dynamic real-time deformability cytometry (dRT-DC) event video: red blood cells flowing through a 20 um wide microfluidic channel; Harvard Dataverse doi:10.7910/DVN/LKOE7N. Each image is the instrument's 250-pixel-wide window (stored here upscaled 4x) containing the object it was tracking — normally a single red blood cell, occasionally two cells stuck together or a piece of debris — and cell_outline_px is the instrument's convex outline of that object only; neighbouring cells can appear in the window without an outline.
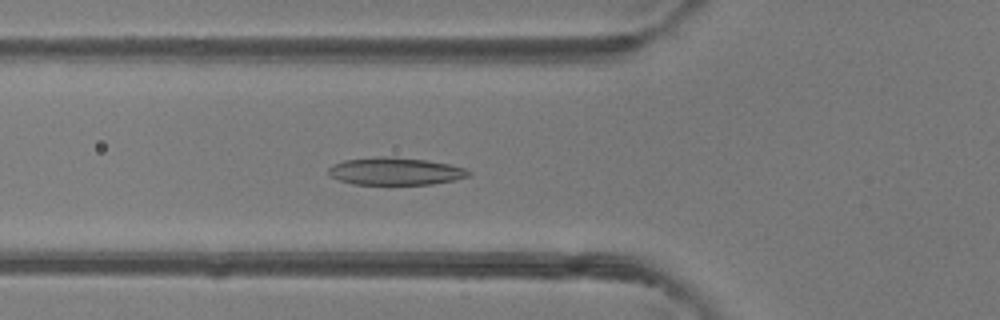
{"species": "common noctule bat (a hibernating species)", "species_latin": "Nyctalus noctula", "temperature_condition": "room temperature", "stored_images_in_passage": 48, "camera_frame_rate_fps": 3000, "um_per_image_px": 0.085, "animal": {"sex": "female"}, "frame": {"image": 1, "passage_image": 17, "time_ms": 5.333, "image_size_px": [1000, 320], "cell_outline_px": [[472, 172], [468, 176], [456, 180], [432, 184], [352, 184], [340, 180], [332, 176], [328, 172], [328, 168], [332, 164], [344, 160], [380, 156], [428, 160], [448, 164], [464, 168]], "centroid_in_image_um": [33.6, 14.56], "position_along_channel_um": 92.2, "area_um2": 22.31}}
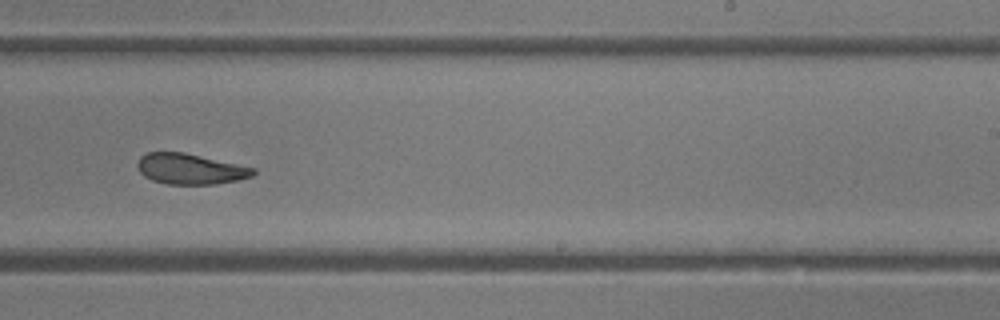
{"frame": {"image": 2, "passage_image": 30, "time_ms": 9.667, "image_size_px": [1000, 320], "cell_outline_px": [[256, 172], [252, 176], [236, 180], [216, 184], [168, 184], [152, 180], [144, 176], [140, 172], [136, 164], [140, 156], [148, 152], [184, 152], [256, 168]], "centroid_in_image_um": [16.16, 14.35], "position_along_channel_um": 272.8, "area_um2": 20.63}}
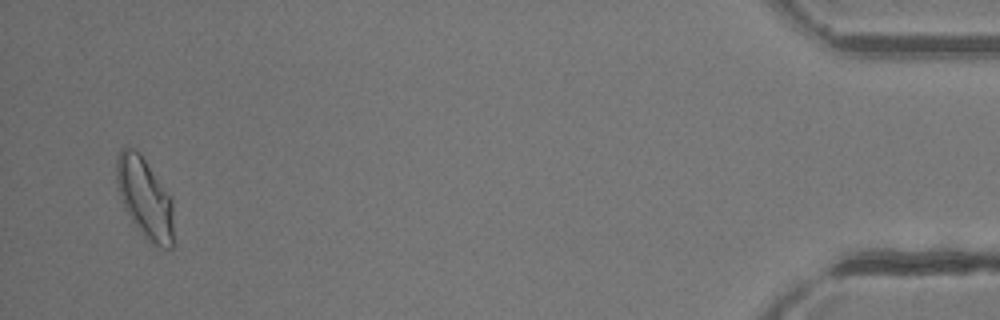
{"frame": {"image": 3, "passage_image": 47, "time_ms": 15.333, "image_size_px": [1000, 320], "cell_outline_px": [[172, 248], [160, 248], [148, 240], [140, 232], [132, 220], [120, 196], [116, 180], [116, 156], [120, 148], [128, 144], [140, 152], [172, 196]], "centroid_in_image_um": [12.3, 16.74], "position_along_channel_um": 422.9, "area_um2": 26.93}, "authors_computed_cell_mechanics": {"area_um2": 22.9177, "velocity_mm_per_s": 4.1647, "shape_relaxation_time_tau1_ms": 5.3948, "shape_relaxation_time_tau2_ms": 3.1258, "deformation_change_tau1": 0.1512, "deformation_change_tau2": 0.0951}}